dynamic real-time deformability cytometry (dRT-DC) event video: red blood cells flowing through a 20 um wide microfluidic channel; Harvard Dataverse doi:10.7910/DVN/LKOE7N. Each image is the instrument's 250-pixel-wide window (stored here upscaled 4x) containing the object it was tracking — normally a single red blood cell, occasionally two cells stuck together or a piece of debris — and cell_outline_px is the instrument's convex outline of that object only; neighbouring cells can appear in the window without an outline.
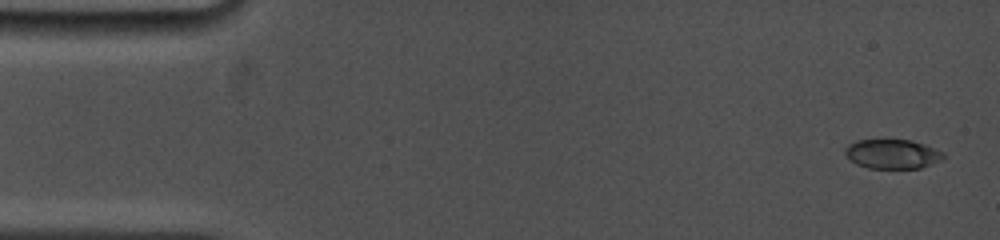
{"species": "common noctule bat (a hibernating species)", "species_latin": "Nyctalus noctula", "temperature_condition": "cold", "stored_images_in_passage": 15, "camera_frame_rate_fps": 5000, "um_per_image_px": 0.085, "animal": {"sex": "female", "body_mass_g": 19.0, "forearm_length_mm": 53.3}, "frame": {"image": 1, "passage_image": 1, "time_ms": 0.0, "image_size_px": [1000, 240], "cell_outline_px": [[944, 160], [920, 168], [868, 168], [856, 164], [844, 152], [844, 148], [848, 144], [856, 140], [912, 140], [924, 144], [944, 152]], "centroid_in_image_um": [75.87, 13.09], "position_along_channel_um": 9.1, "area_um2": 16.88}}
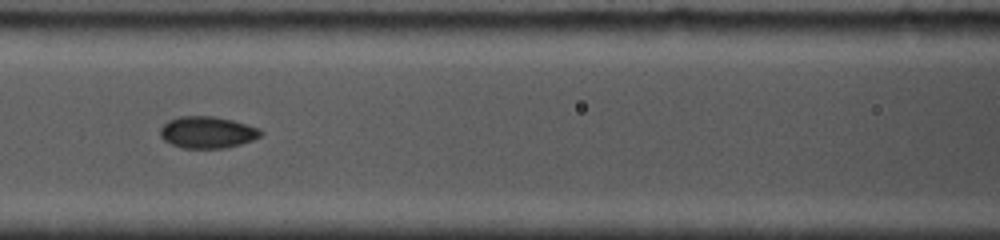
{"frame": {"image": 2, "passage_image": 11, "time_ms": 6.8, "image_size_px": [1000, 240], "cell_outline_px": [[264, 132], [260, 136], [252, 140], [240, 144], [224, 148], [184, 148], [172, 144], [164, 140], [160, 136], [160, 128], [168, 120], [180, 116], [212, 116], [232, 120], [260, 128]], "centroid_in_image_um": [17.62, 11.24], "position_along_channel_um": 149.0, "area_um2": 18.55}}
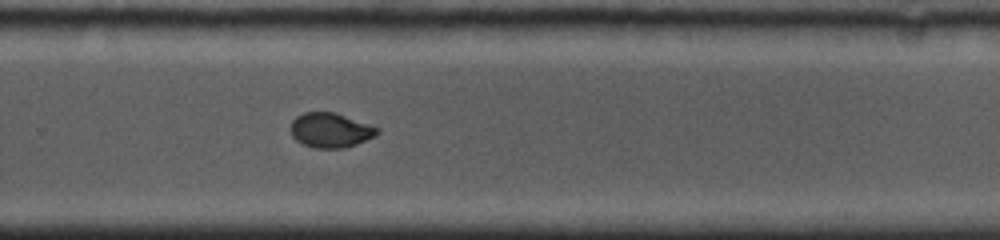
{"frame": {"image": 3, "passage_image": 15, "time_ms": 10.8, "image_size_px": [1000, 240], "cell_outline_px": [[380, 132], [376, 136], [356, 144], [344, 148], [312, 148], [296, 140], [292, 136], [288, 128], [292, 120], [296, 116], [304, 112], [336, 112], [380, 128]], "centroid_in_image_um": [28.07, 11.06], "position_along_channel_um": 301.7, "area_um2": 17.8}}